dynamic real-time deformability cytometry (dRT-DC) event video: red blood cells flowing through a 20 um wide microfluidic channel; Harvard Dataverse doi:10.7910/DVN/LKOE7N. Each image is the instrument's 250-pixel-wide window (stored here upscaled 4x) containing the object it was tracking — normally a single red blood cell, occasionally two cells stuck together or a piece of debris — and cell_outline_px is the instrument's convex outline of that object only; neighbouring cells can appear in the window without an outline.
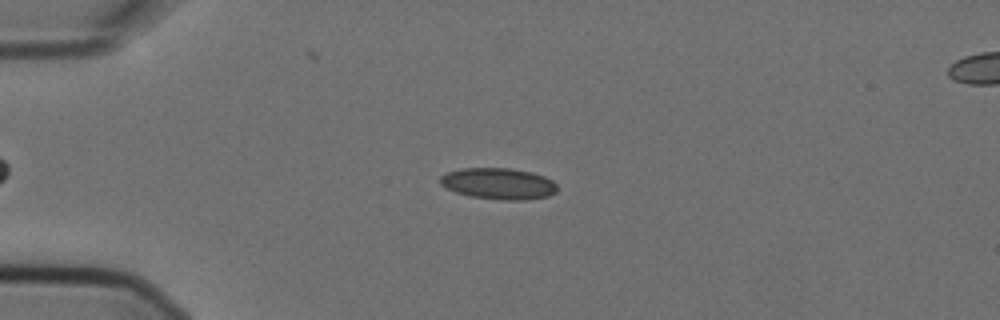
{"species": "Egyptian fruit bat (a non-hibernating species)", "species_latin": "Rousettus aegyptiacus", "temperature_condition": "cold", "stored_images_in_passage": 4, "segment_of_instrument_passage": [1, 2], "camera_frame_rate_fps": 3000, "um_per_image_px": 0.085, "animal": {"sex": "female"}, "frame": {"image": 1, "passage_image": 2, "time_ms": 0.333, "image_size_px": [1000, 320], "cell_outline_px": [[556, 192], [548, 196], [524, 200], [500, 200], [472, 196], [456, 192], [440, 184], [440, 176], [448, 172], [464, 168], [512, 168], [532, 172], [544, 176], [552, 180], [556, 184]], "centroid_in_image_um": [42.4, 15.6], "position_along_channel_um": 42.6, "area_um2": 21.27}}